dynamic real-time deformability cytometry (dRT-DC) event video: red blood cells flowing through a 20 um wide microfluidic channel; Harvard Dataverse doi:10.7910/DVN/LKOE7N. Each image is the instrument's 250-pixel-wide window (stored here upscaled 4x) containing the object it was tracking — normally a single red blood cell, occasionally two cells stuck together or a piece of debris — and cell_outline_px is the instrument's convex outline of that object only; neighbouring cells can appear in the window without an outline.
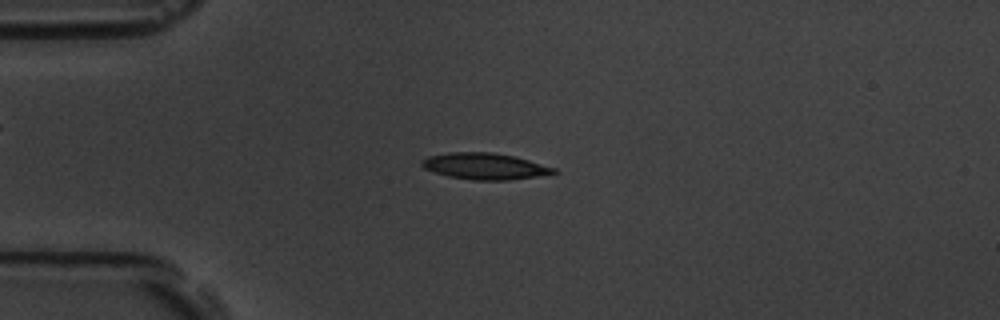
{"species": "common noctule bat (a hibernating species)", "species_latin": "Nyctalus noctula", "temperature_condition": "room temperature", "stored_images_in_passage": 8, "camera_frame_rate_fps": 3000, "um_per_image_px": 0.085, "animal": {"sex": "male", "body_mass_g": 19.5, "forearm_length_mm": 54.6}, "frame": {"image": 1, "passage_image": 5, "time_ms": 5.667, "image_size_px": [1000, 320], "cell_outline_px": [[560, 172], [536, 176], [508, 180], [472, 180], [448, 176], [424, 168], [420, 164], [420, 160], [428, 156], [448, 152], [492, 152], [512, 156], [528, 160], [556, 168]], "centroid_in_image_um": [41.18, 14.12], "position_along_channel_um": 43.8, "area_um2": 20.17}}
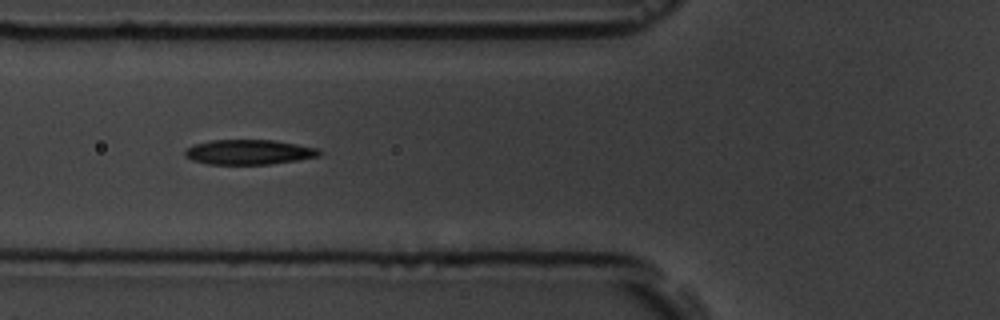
{"frame": {"image": 2, "passage_image": 7, "time_ms": 8.0, "image_size_px": [1000, 320], "cell_outline_px": [[324, 152], [320, 156], [296, 160], [268, 164], [208, 164], [192, 160], [184, 156], [184, 152], [192, 144], [208, 140], [272, 140], [296, 144], [316, 148]], "centroid_in_image_um": [21.13, 12.92], "position_along_channel_um": 104.7, "area_um2": 19.48}}
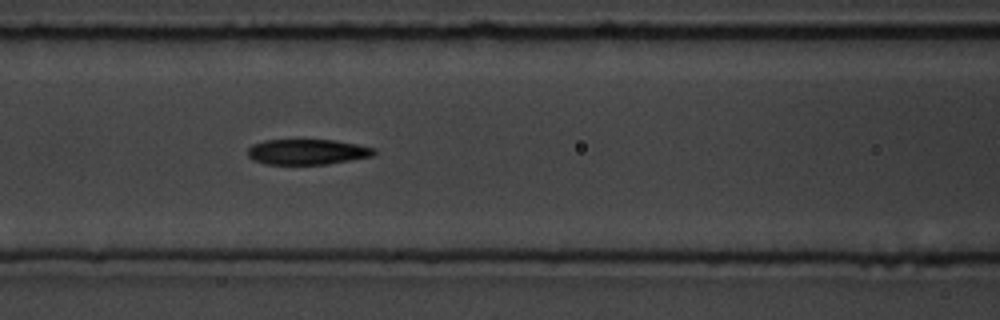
{"frame": {"image": 3, "passage_image": 8, "time_ms": 9.0, "image_size_px": [1000, 320], "cell_outline_px": [[376, 152], [372, 156], [328, 164], [264, 164], [252, 160], [248, 156], [248, 148], [252, 144], [264, 140], [336, 140], [376, 148]], "centroid_in_image_um": [26.1, 12.91], "position_along_channel_um": 140.5, "area_um2": 18.79}}